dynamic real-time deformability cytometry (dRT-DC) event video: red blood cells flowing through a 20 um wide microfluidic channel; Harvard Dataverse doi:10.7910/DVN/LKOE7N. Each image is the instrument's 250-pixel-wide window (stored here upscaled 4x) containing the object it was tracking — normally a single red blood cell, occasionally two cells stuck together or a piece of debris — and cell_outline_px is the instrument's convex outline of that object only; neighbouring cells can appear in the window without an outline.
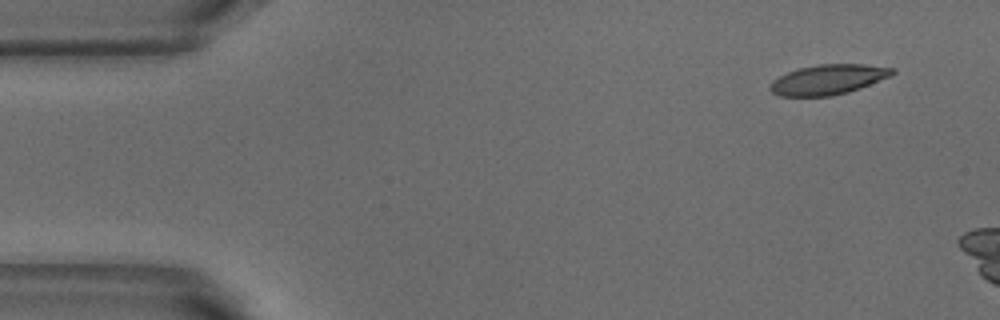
{"species": "common noctule bat (a hibernating species)", "species_latin": "Nyctalus noctula", "temperature_condition": "warm", "stored_images_in_passage": 5, "camera_frame_rate_fps": 3000, "um_per_image_px": 0.085, "animal": {"sex": "male", "body_mass_g": 18.8}, "frame": {"image": 1, "passage_image": 1, "time_ms": 0.0, "image_size_px": [1000, 320], "cell_outline_px": [[896, 72], [892, 76], [860, 88], [848, 92], [832, 96], [780, 96], [772, 92], [768, 88], [772, 80], [788, 72], [800, 68], [816, 64], [864, 64], [896, 68]], "centroid_in_image_um": [70.42, 6.76], "position_along_channel_um": 14.6, "area_um2": 21.5}}